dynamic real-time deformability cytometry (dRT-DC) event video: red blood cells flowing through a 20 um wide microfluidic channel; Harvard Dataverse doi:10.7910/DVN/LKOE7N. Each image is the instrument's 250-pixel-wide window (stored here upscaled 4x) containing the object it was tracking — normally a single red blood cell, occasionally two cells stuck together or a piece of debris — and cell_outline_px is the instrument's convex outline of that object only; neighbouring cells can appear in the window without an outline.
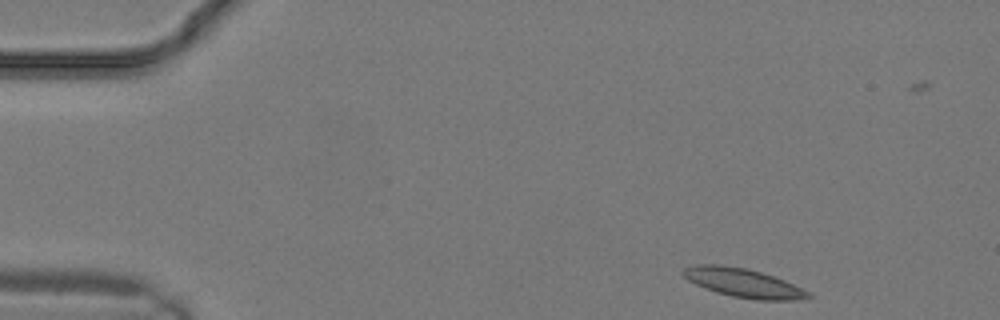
{"species": "common noctule bat (a hibernating species)", "species_latin": "Nyctalus noctula", "temperature_condition": "warm", "stored_images_in_passage": 9, "camera_frame_rate_fps": 3000, "um_per_image_px": 0.085, "animal": {"sex": "male", "body_mass_g": 19.2, "forearm_length_mm": 51.8}, "frame": {"image": 1, "passage_image": 1, "time_ms": 0.0, "image_size_px": [1000, 320], "cell_outline_px": [[812, 296], [792, 300], [760, 300], [732, 296], [716, 292], [704, 288], [688, 280], [680, 272], [684, 268], [696, 264], [720, 264], [748, 268], [784, 280], [808, 292]], "centroid_in_image_um": [63.1, 24.02], "position_along_channel_um": 21.9, "area_um2": 20.81}}
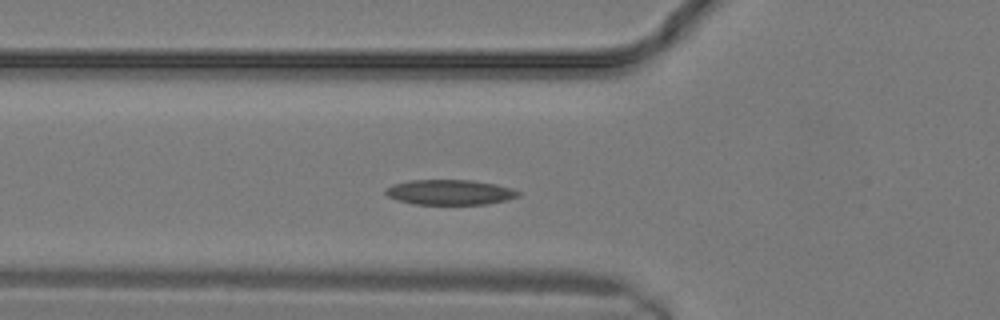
{"frame": {"image": 2, "passage_image": 7, "time_ms": 2.0, "image_size_px": [1000, 320], "cell_outline_px": [[520, 196], [504, 200], [484, 204], [412, 204], [396, 200], [388, 196], [384, 192], [392, 184], [408, 180], [472, 180], [496, 184], [512, 188], [520, 192]], "centroid_in_image_um": [38.21, 16.33], "position_along_channel_um": 87.6, "area_um2": 19.42}}
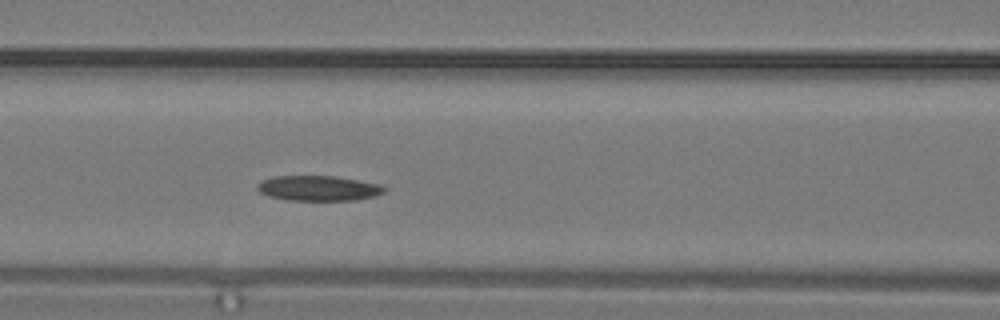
{"frame": {"image": 3, "passage_image": 9, "time_ms": 2.667, "image_size_px": [1000, 320], "cell_outline_px": [[388, 188], [384, 192], [372, 196], [356, 200], [284, 200], [268, 196], [260, 192], [256, 188], [256, 184], [260, 180], [272, 176], [336, 176], [380, 184]], "centroid_in_image_um": [27.02, 15.99], "position_along_channel_um": 139.6, "area_um2": 18.79}}